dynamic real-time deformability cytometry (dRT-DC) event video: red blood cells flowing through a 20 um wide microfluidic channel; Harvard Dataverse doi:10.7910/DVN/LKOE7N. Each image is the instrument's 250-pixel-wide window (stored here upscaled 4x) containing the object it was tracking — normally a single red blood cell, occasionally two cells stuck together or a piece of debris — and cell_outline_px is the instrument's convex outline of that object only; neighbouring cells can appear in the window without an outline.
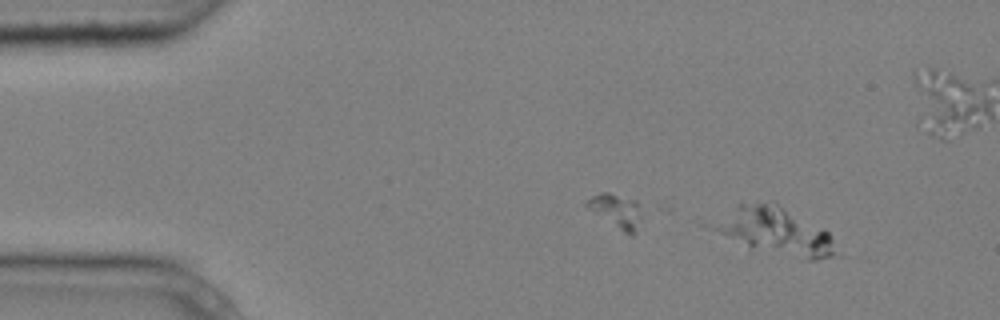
{"species": "common noctule bat (a hibernating species)", "species_latin": "Nyctalus noctula", "temperature_condition": "cold", "stored_images_in_passage": 4, "camera_frame_rate_fps": 3000, "um_per_image_px": 0.085, "animal": {"sex": "male", "body_mass_g": 20.4}, "frame": {"image": 1, "passage_image": 1, "time_ms": 0.0, "image_size_px": [1000, 320], "cell_outline_px": [[832, 256], [816, 260], [808, 260], [752, 248], [708, 228], [700, 224], [740, 204], [776, 204], [824, 228], [832, 236]], "centroid_in_image_um": [65.75, 19.64], "position_along_channel_um": 19.3, "area_um2": 33.12}}